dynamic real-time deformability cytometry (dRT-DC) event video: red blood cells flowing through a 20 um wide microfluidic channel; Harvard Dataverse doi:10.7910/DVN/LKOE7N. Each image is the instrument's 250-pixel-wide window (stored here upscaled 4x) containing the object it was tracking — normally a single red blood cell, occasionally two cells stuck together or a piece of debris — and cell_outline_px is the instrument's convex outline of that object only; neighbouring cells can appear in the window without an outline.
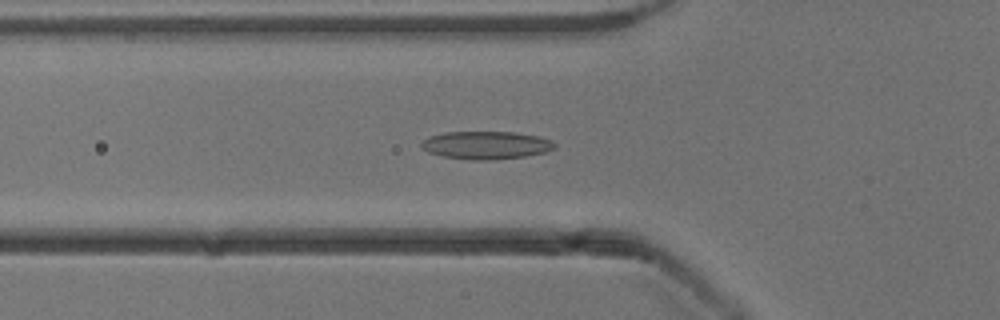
{"species": "common noctule bat (a hibernating species)", "species_latin": "Nyctalus noctula", "temperature_condition": "cold", "stored_images_in_passage": 37, "camera_frame_rate_fps": 3000, "um_per_image_px": 0.085, "animal": {"sex": "male", "body_mass_g": 13.3}, "frame": {"image": 1, "passage_image": 3, "time_ms": 0.667, "image_size_px": [1000, 320], "cell_outline_px": [[556, 144], [552, 148], [544, 152], [524, 156], [492, 160], [468, 160], [444, 156], [428, 152], [420, 148], [420, 144], [428, 136], [444, 132], [516, 132], [540, 136], [552, 140]], "centroid_in_image_um": [41.28, 12.33], "position_along_channel_um": 84.5, "area_um2": 21.73}}
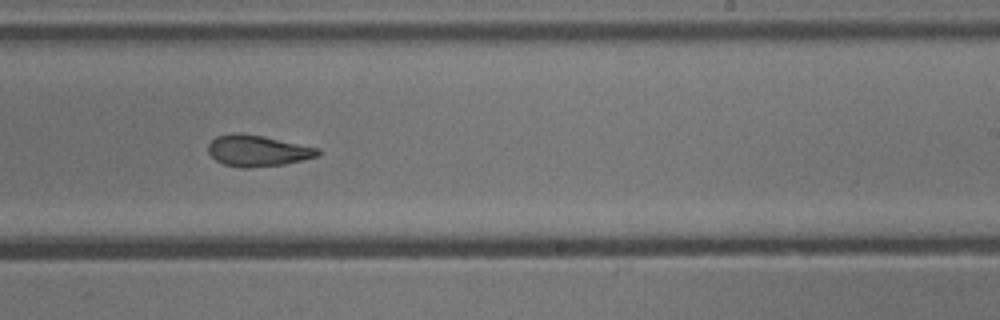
{"frame": {"image": 2, "passage_image": 17, "time_ms": 5.333, "image_size_px": [1000, 320], "cell_outline_px": [[320, 152], [316, 156], [304, 160], [284, 164], [224, 164], [216, 160], [208, 152], [208, 144], [216, 136], [264, 136], [316, 148]], "centroid_in_image_um": [21.93, 12.8], "position_along_channel_um": 267.1, "area_um2": 18.09}}
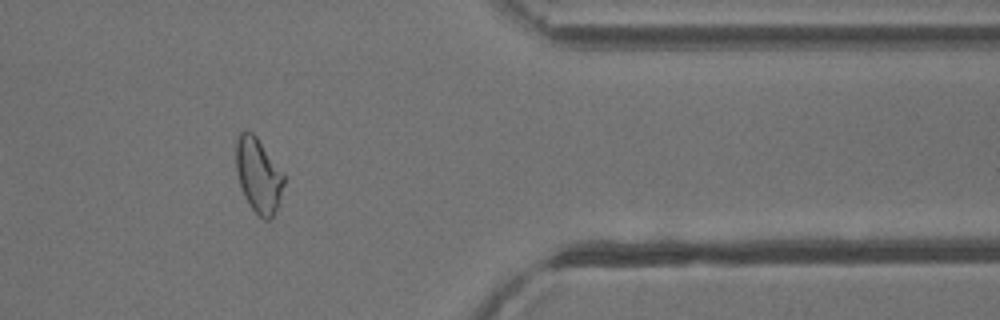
{"frame": {"image": 3, "passage_image": 28, "time_ms": 9.0, "image_size_px": [1000, 320], "cell_outline_px": [[284, 184], [276, 208], [272, 216], [268, 220], [264, 220], [252, 208], [244, 196], [240, 188], [236, 172], [236, 140], [240, 132], [244, 128], [252, 132], [256, 136], [284, 172]], "centroid_in_image_um": [21.94, 14.85], "position_along_channel_um": 389.5, "area_um2": 20.87}, "authors_computed_cell_mechanics": {"area_um2": 20.5768, "velocity_mm_per_s": 3.8981, "shape_relaxation_time_tau1_ms": 9.2721, "shape_relaxation_time_tau2_ms": 2.0615, "deformation_change_tau1": 0.1941, "deformation_change_tau2": 0.0867}}